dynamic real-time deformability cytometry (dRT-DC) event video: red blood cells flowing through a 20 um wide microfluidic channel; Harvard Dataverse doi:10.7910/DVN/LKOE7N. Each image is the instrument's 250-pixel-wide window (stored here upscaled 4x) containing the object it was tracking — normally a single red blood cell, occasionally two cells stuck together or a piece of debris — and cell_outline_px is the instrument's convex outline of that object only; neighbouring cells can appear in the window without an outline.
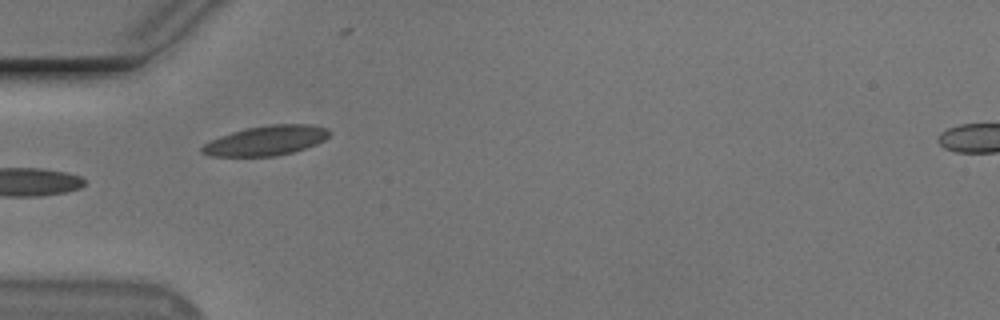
{"species": "Egyptian fruit bat (a non-hibernating species)", "species_latin": "Rousettus aegyptiacus", "temperature_condition": "cold", "stored_images_in_passage": 28, "camera_frame_rate_fps": 3000, "um_per_image_px": 0.085, "animal": {"sex": "male"}, "frame": {"image": 1, "passage_image": 1, "time_ms": 0.0, "image_size_px": [1000, 320], "cell_outline_px": [[332, 132], [324, 140], [316, 144], [292, 152], [276, 156], [212, 156], [200, 152], [200, 148], [204, 144], [220, 136], [232, 132], [248, 128], [272, 124], [312, 124], [328, 128]], "centroid_in_image_um": [22.65, 11.94], "position_along_channel_um": 62.4, "area_um2": 21.96}, "authors_computed_cell_mechanics": {"area_um2": 18.1781, "velocity_mm_per_s": 3.7268, "shape_relaxation_time_tau1_ms": 6.5056, "shape_relaxation_time_tau2_ms": 4.1678, "deformation_change_tau1": 0.1334, "deformation_change_tau2": 0.0938}}